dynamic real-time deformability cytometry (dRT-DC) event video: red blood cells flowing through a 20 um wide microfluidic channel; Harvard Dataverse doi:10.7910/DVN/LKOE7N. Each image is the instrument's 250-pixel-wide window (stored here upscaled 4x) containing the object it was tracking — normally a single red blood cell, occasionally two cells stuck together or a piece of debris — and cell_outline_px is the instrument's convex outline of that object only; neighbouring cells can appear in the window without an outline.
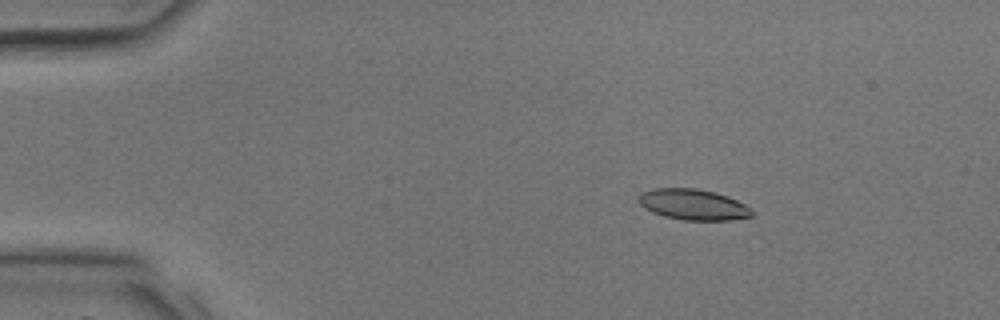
{"species": "common noctule bat (a hibernating species)", "species_latin": "Nyctalus noctula", "temperature_condition": "room temperature", "stored_images_in_passage": 21, "camera_frame_rate_fps": 3000, "um_per_image_px": 0.085, "animal": {"sex": "male", "body_mass_g": 17.9, "forearm_length_mm": 54.2}, "frame": {"image": 1, "passage_image": 7, "time_ms": 2.0, "image_size_px": [1000, 320], "cell_outline_px": [[752, 216], [732, 220], [684, 220], [664, 216], [652, 212], [644, 208], [636, 200], [644, 192], [652, 188], [696, 188], [728, 196], [752, 208]], "centroid_in_image_um": [58.91, 17.39], "position_along_channel_um": 26.1, "area_um2": 20.29}}
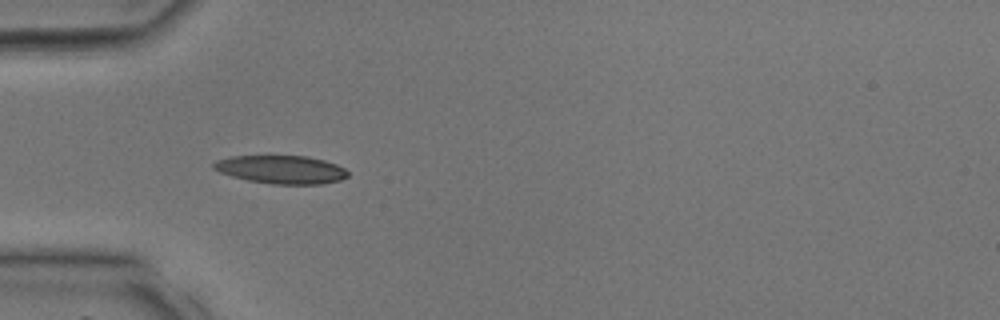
{"frame": {"image": 2, "passage_image": 13, "time_ms": 4.0, "image_size_px": [1000, 320], "cell_outline_px": [[348, 176], [340, 180], [320, 184], [272, 184], [248, 180], [232, 176], [220, 172], [212, 168], [212, 164], [216, 160], [232, 156], [308, 156], [324, 160], [336, 164], [344, 168], [348, 172]], "centroid_in_image_um": [23.9, 14.41], "position_along_channel_um": 61.1, "area_um2": 22.02}}
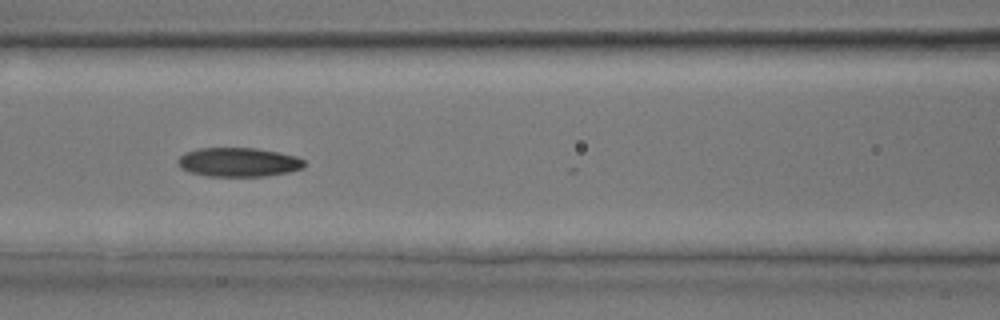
{"frame": {"image": 3, "passage_image": 18, "time_ms": 5.667, "image_size_px": [1000, 320], "cell_outline_px": [[304, 168], [288, 172], [264, 176], [208, 176], [192, 172], [180, 168], [176, 164], [176, 160], [184, 152], [196, 148], [256, 148], [296, 156], [304, 160]], "centroid_in_image_um": [20.22, 13.78], "position_along_channel_um": 146.4, "area_um2": 21.44}}